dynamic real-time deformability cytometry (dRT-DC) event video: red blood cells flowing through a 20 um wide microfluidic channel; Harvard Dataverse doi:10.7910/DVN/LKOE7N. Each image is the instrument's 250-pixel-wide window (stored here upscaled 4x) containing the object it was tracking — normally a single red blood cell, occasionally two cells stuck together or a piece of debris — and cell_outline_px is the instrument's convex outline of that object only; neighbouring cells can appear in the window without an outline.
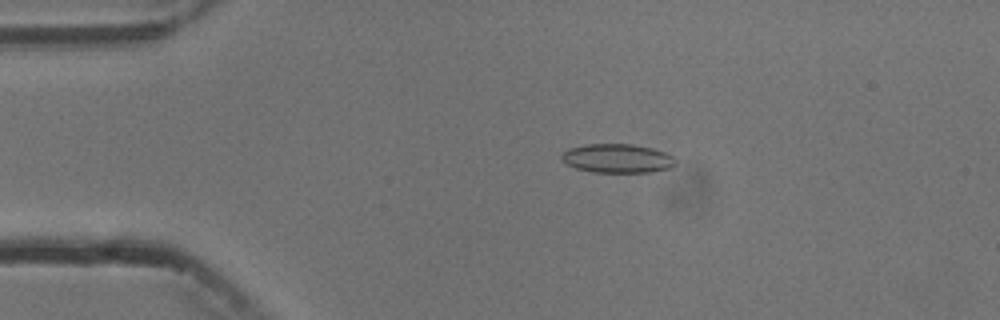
{"species": "common noctule bat (a hibernating species)", "species_latin": "Nyctalus noctula", "temperature_condition": "cold", "stored_images_in_passage": 9, "camera_frame_rate_fps": 3000, "um_per_image_px": 0.085, "animal": {"sex": "male", "body_mass_g": 13.3}, "frame": {"image": 1, "passage_image": 3, "time_ms": 2.333, "image_size_px": [1000, 320], "cell_outline_px": [[676, 164], [672, 168], [652, 172], [592, 172], [576, 168], [568, 164], [560, 156], [568, 148], [588, 144], [632, 144], [652, 148], [664, 152], [672, 156], [676, 160]], "centroid_in_image_um": [52.51, 13.46], "position_along_channel_um": 32.5, "area_um2": 19.19}}
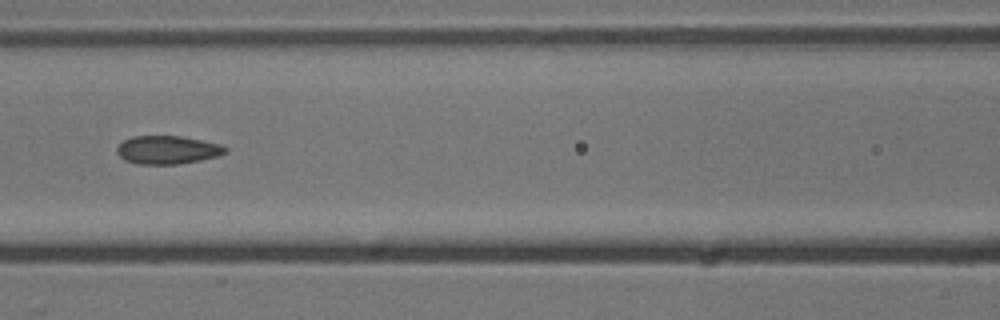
{"frame": {"image": 2, "passage_image": 6, "time_ms": 6.667, "image_size_px": [1000, 320], "cell_outline_px": [[228, 152], [220, 156], [180, 164], [136, 164], [124, 160], [116, 152], [116, 148], [124, 140], [132, 136], [180, 136], [220, 144], [228, 148]], "centroid_in_image_um": [14.25, 12.75], "position_along_channel_um": 152.4, "area_um2": 17.98}}
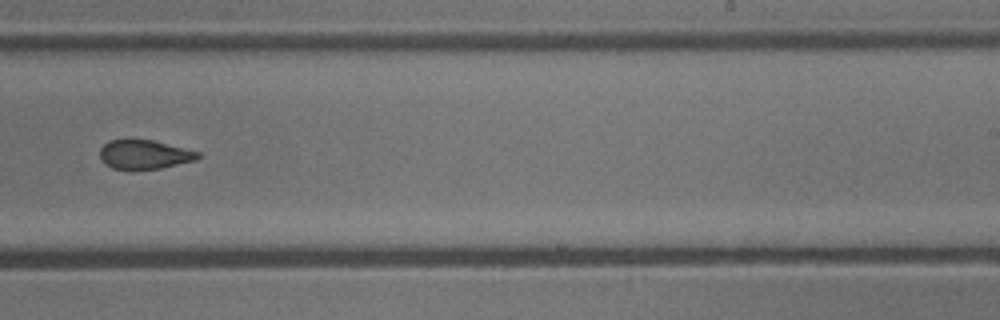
{"frame": {"image": 3, "passage_image": 9, "time_ms": 10.0, "image_size_px": [1000, 320], "cell_outline_px": [[200, 156], [196, 160], [160, 168], [112, 168], [104, 164], [100, 160], [100, 148], [108, 140], [152, 140], [200, 152]], "centroid_in_image_um": [12.25, 13.12], "position_along_channel_um": 276.7, "area_um2": 16.3}}